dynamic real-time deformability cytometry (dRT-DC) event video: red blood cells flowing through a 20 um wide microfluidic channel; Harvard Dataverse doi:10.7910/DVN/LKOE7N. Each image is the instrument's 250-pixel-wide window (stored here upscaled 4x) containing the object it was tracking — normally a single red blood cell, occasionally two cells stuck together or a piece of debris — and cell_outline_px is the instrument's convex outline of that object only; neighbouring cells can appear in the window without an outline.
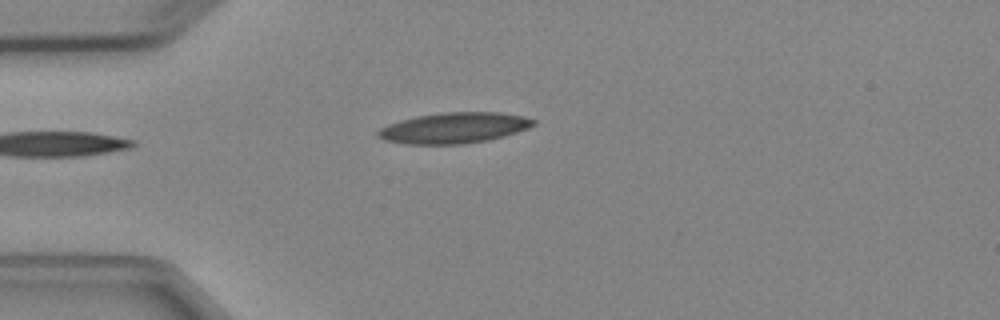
{"species": "Egyptian fruit bat (a non-hibernating species)", "species_latin": "Rousettus aegyptiacus", "temperature_condition": "cold", "stored_images_in_passage": 5, "camera_frame_rate_fps": 3000, "um_per_image_px": 0.085, "animal": {"sex": "female"}, "frame": {"image": 1, "passage_image": 4, "time_ms": 3.667, "image_size_px": [1000, 320], "cell_outline_px": [[536, 124], [528, 128], [504, 136], [488, 140], [464, 144], [408, 144], [384, 140], [376, 136], [376, 132], [380, 128], [388, 124], [400, 120], [416, 116], [444, 112], [500, 112], [524, 116], [536, 120]], "centroid_in_image_um": [38.59, 10.87], "position_along_channel_um": 46.4, "area_um2": 27.98}}